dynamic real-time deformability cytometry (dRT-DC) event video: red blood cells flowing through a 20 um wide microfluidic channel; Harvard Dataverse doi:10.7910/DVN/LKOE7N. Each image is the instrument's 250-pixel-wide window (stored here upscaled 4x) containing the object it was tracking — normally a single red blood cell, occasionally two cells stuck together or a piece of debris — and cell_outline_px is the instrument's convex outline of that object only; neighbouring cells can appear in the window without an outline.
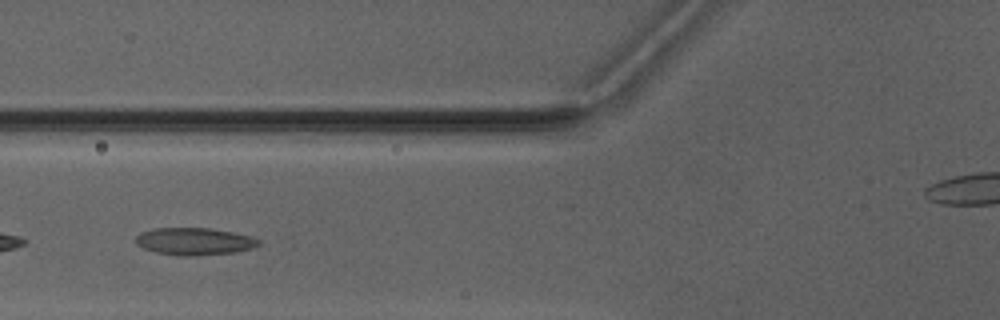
{"species": "Egyptian fruit bat (a non-hibernating species)", "species_latin": "Rousettus aegyptiacus", "temperature_condition": "warm", "stored_images_in_passage": 5, "camera_frame_rate_fps": 3000, "um_per_image_px": 0.085, "animal": {"sex": "male"}, "frame": {"image": 1, "passage_image": 3, "time_ms": 2.333, "image_size_px": [1000, 320], "cell_outline_px": [[260, 244], [252, 248], [232, 252], [196, 256], [180, 256], [156, 252], [144, 248], [136, 244], [136, 236], [140, 232], [156, 228], [208, 228], [232, 232], [248, 236], [260, 240]], "centroid_in_image_um": [16.49, 20.52], "position_along_channel_um": 109.3, "area_um2": 19.36}}